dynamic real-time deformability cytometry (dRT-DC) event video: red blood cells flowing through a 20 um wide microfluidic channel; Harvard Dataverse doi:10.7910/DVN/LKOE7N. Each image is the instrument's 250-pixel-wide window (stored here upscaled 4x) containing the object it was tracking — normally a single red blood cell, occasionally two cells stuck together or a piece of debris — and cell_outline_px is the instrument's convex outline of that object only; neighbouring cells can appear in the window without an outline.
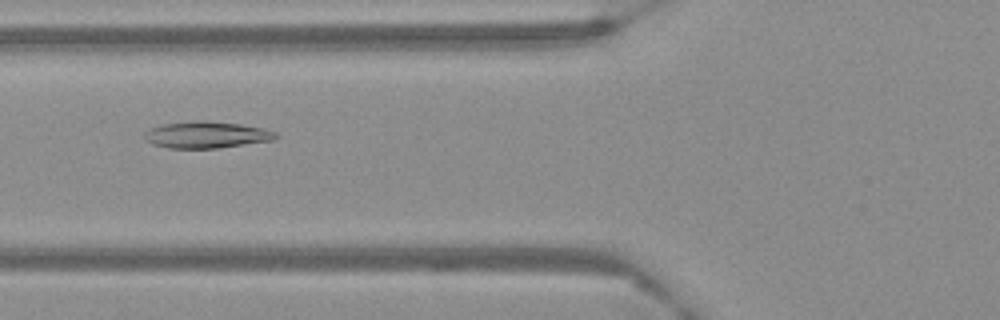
{"species": "Egyptian fruit bat (a non-hibernating species)", "species_latin": "Rousettus aegyptiacus", "temperature_condition": "warm", "stored_images_in_passage": 62, "camera_frame_rate_fps": 3000, "um_per_image_px": 0.085, "frame": {"image": 1, "passage_image": 25, "time_ms": 8.0, "image_size_px": [1000, 320], "cell_outline_px": [[280, 136], [276, 140], [216, 148], [168, 148], [152, 144], [144, 140], [144, 132], [148, 128], [164, 124], [196, 120], [204, 120], [240, 124], [260, 128], [276, 132]], "centroid_in_image_um": [17.53, 11.46], "position_along_channel_um": 108.3, "area_um2": 20.52}}
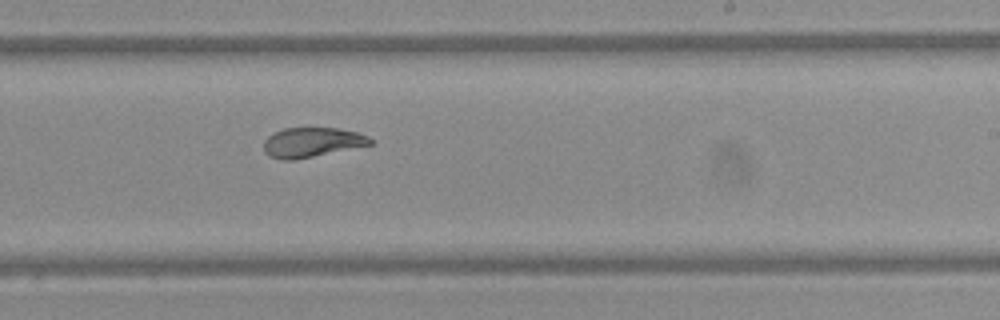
{"frame": {"image": 2, "passage_image": 39, "time_ms": 12.667, "image_size_px": [1000, 320], "cell_outline_px": [[372, 144], [292, 160], [280, 160], [268, 156], [264, 152], [264, 140], [272, 132], [284, 128], [340, 128], [356, 132], [368, 136], [372, 140]], "centroid_in_image_um": [26.45, 12.09], "position_along_channel_um": 262.5, "area_um2": 18.32}}
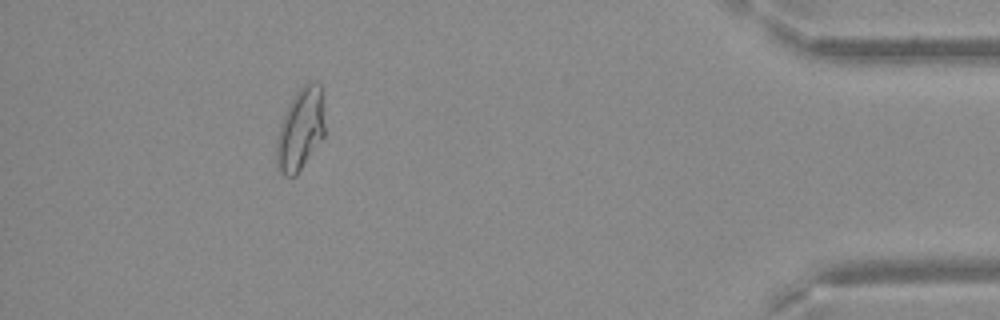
{"frame": {"image": 3, "passage_image": 57, "time_ms": 18.667, "image_size_px": [1000, 320], "cell_outline_px": [[324, 136], [296, 176], [284, 176], [276, 168], [276, 140], [288, 104], [296, 92], [308, 80], [316, 80], [320, 84], [324, 128]], "centroid_in_image_um": [25.52, 11.0], "position_along_channel_um": 409.7, "area_um2": 23.0}}